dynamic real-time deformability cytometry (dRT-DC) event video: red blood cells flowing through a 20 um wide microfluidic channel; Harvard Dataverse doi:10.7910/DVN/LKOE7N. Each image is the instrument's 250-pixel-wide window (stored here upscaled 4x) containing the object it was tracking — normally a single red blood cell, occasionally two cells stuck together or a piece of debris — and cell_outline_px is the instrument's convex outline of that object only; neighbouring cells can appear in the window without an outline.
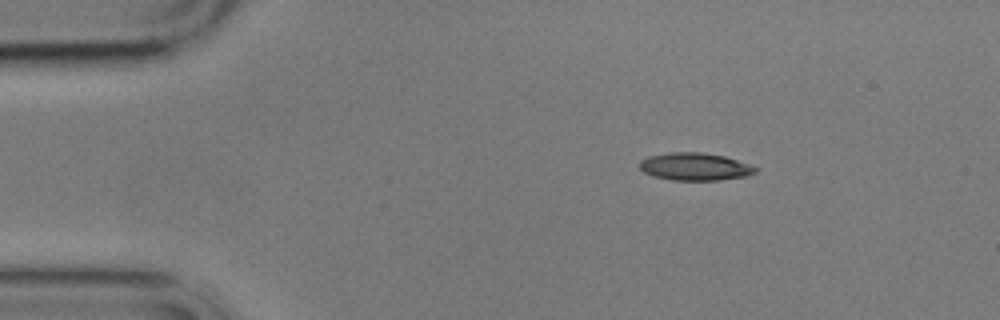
{"species": "common noctule bat (a hibernating species)", "species_latin": "Nyctalus noctula", "temperature_condition": "cold", "stored_images_in_passage": 4, "camera_frame_rate_fps": 3000, "um_per_image_px": 0.085, "animal": {"sex": "male", "body_mass_g": 17.9}, "frame": {"image": 1, "passage_image": 1, "time_ms": 0.0, "image_size_px": [1000, 320], "cell_outline_px": [[760, 168], [756, 172], [748, 176], [720, 180], [672, 180], [652, 176], [644, 172], [640, 168], [640, 160], [648, 156], [672, 152], [700, 152], [724, 156], [752, 164]], "centroid_in_image_um": [59.12, 14.17], "position_along_channel_um": 25.9, "area_um2": 18.84}}